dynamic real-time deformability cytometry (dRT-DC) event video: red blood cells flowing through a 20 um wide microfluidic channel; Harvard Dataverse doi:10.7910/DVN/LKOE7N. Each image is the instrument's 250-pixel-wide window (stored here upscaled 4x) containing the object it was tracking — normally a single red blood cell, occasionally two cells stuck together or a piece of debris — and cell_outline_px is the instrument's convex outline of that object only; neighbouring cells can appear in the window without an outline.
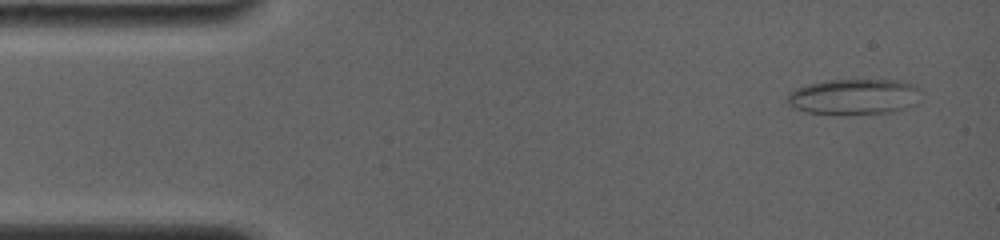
{"species": "common noctule bat (a hibernating species)", "species_latin": "Nyctalus noctula", "temperature_condition": "room temperature", "stored_images_in_passage": 41, "camera_frame_rate_fps": 4000, "um_per_image_px": 0.085, "animal": {"sex": "female", "body_mass_g": 19.0, "forearm_length_mm": 56.7}, "frame": {"image": 1, "passage_image": 1, "time_ms": 0.0, "image_size_px": [1000, 240], "cell_outline_px": [[920, 88], [916, 104], [908, 108], [892, 112], [808, 112], [796, 108], [788, 104], [788, 96], [796, 88], [808, 84], [828, 80], [900, 80], [916, 84]], "centroid_in_image_um": [72.68, 8.18], "position_along_channel_um": 12.3, "area_um2": 27.05}}
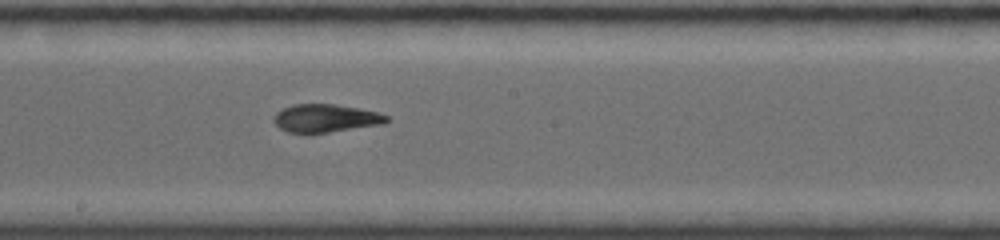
{"frame": {"image": 2, "passage_image": 22, "time_ms": 8.0, "image_size_px": [1000, 240], "cell_outline_px": [[388, 120], [384, 124], [308, 136], [288, 132], [280, 128], [272, 120], [276, 112], [292, 104], [332, 104], [360, 108], [376, 112], [388, 116]], "centroid_in_image_um": [27.64, 10.09], "position_along_channel_um": 220.6, "area_um2": 19.02}}
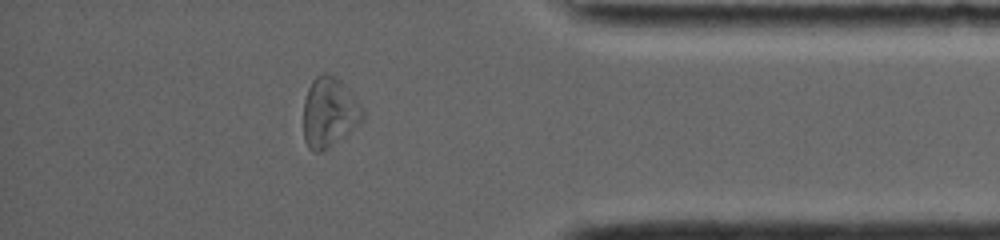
{"frame": {"image": 3, "passage_image": 36, "time_ms": 13.25, "image_size_px": [1000, 240], "cell_outline_px": [[364, 120], [324, 152], [312, 152], [308, 148], [304, 140], [304, 100], [308, 88], [312, 80], [316, 76], [324, 72], [336, 76], [352, 92], [364, 108]], "centroid_in_image_um": [28.0, 9.55], "position_along_channel_um": 407.2, "area_um2": 24.51}, "authors_computed_cell_mechanics": {"area_um2": 19.8254, "velocity_mm_per_s": 3.8156, "shape_relaxation_time_tau1_ms": 9.0792, "shape_relaxation_time_tau2_ms": 3.1148, "deformation_change_tau1": 0.2294, "deformation_change_tau2": 0.1143}}